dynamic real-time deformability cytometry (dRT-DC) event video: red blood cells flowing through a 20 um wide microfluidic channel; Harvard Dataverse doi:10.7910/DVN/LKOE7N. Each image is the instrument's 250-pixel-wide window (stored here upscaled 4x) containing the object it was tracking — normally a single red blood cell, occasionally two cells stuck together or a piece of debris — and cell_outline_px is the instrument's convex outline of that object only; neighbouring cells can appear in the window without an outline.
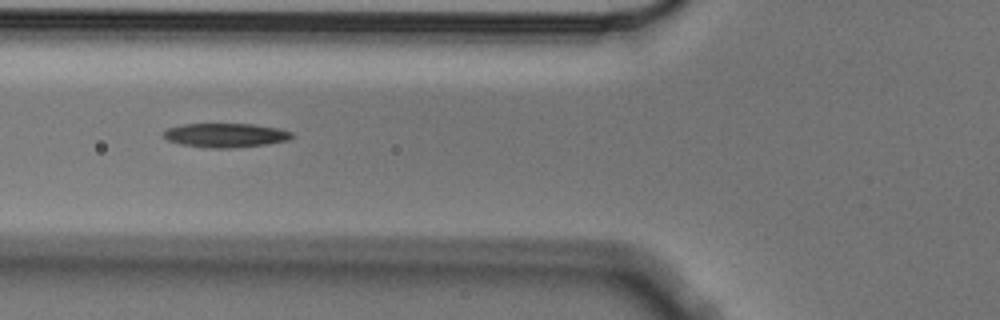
{"species": "Egyptian fruit bat (a non-hibernating species)", "species_latin": "Rousettus aegyptiacus", "temperature_condition": "cold", "stored_images_in_passage": 4, "camera_frame_rate_fps": 3000, "um_per_image_px": 0.085, "animal": {"sex": "male"}, "frame": {"image": 1, "passage_image": 3, "time_ms": 0.667, "image_size_px": [1000, 320], "cell_outline_px": [[292, 136], [288, 140], [268, 144], [232, 148], [208, 148], [180, 144], [168, 140], [160, 136], [168, 128], [180, 124], [252, 124], [276, 128], [292, 132]], "centroid_in_image_um": [19.12, 11.5], "position_along_channel_um": 106.7, "area_um2": 18.03}}
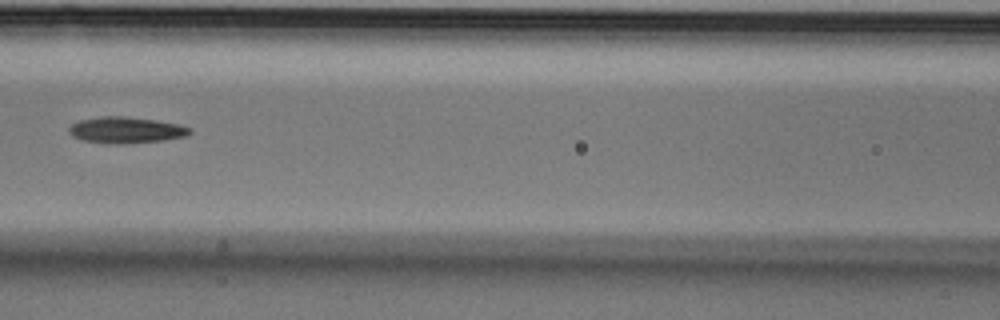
{"frame": {"image": 2, "passage_image": 4, "time_ms": 1.0, "image_size_px": [1000, 320], "cell_outline_px": [[192, 132], [184, 136], [164, 140], [124, 144], [104, 144], [80, 140], [72, 136], [68, 132], [68, 128], [72, 124], [80, 120], [100, 116], [124, 116], [156, 120], [180, 124], [192, 128]], "centroid_in_image_um": [10.68, 11.06], "position_along_channel_um": 155.9, "area_um2": 18.79}}